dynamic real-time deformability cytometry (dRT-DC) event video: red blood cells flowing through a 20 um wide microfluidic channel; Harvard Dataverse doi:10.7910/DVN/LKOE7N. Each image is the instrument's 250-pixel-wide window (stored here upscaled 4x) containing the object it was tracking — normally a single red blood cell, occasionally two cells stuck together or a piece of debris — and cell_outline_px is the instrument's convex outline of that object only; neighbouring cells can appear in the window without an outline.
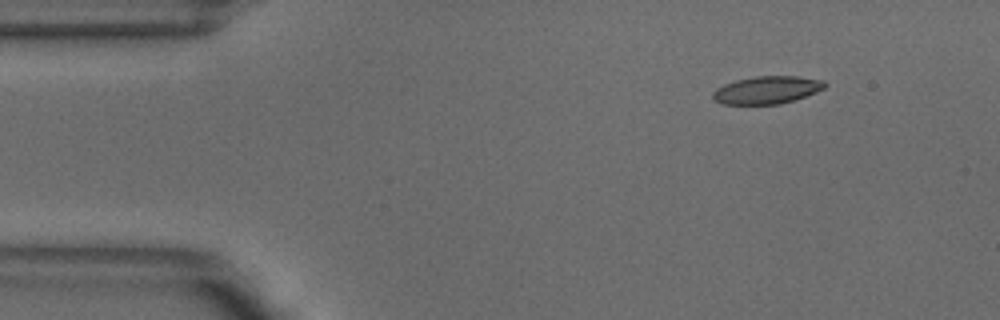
{"species": "common noctule bat (a hibernating species)", "species_latin": "Nyctalus noctula", "temperature_condition": "warm", "stored_images_in_passage": 46, "camera_frame_rate_fps": 3000, "um_per_image_px": 0.085, "animal": {"sex": "male", "body_mass_g": 18.8}, "frame": {"image": 1, "passage_image": 1, "time_ms": 0.0, "image_size_px": [1000, 320], "cell_outline_px": [[828, 84], [824, 88], [816, 92], [780, 104], [724, 104], [712, 100], [712, 92], [716, 88], [724, 84], [736, 80], [756, 76], [796, 76], [824, 80]], "centroid_in_image_um": [65.16, 7.64], "position_along_channel_um": 19.8, "area_um2": 18.03}}
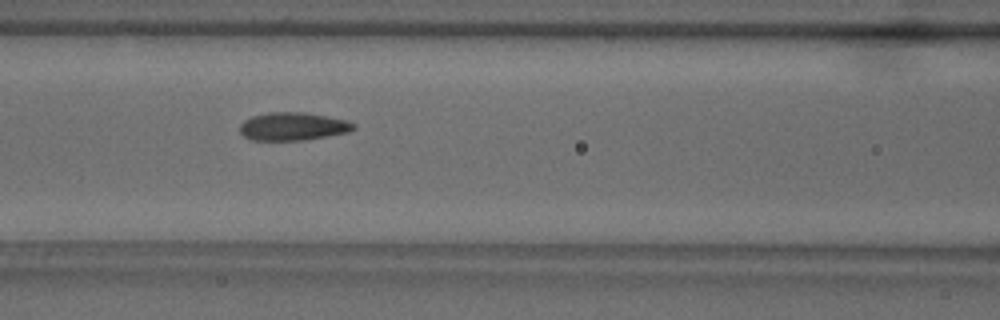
{"frame": {"image": 2, "passage_image": 16, "time_ms": 5.0, "image_size_px": [1000, 320], "cell_outline_px": [[356, 128], [348, 132], [328, 136], [304, 140], [252, 140], [244, 136], [240, 132], [240, 124], [244, 120], [252, 116], [268, 112], [304, 112], [344, 120], [356, 124]], "centroid_in_image_um": [24.87, 10.75], "position_along_channel_um": 141.7, "area_um2": 18.5}}
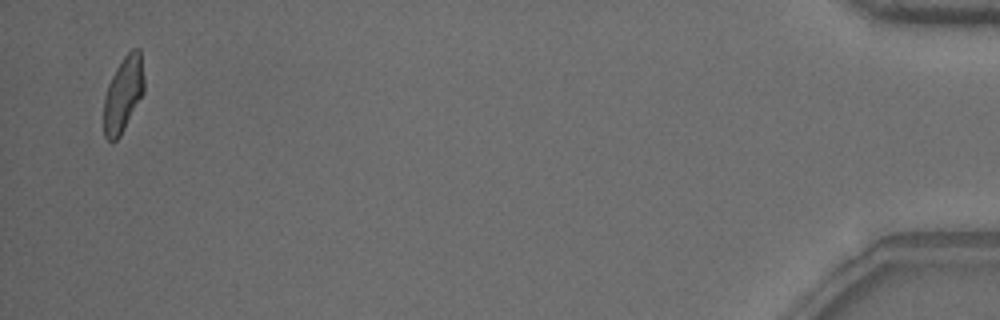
{"frame": {"image": 3, "passage_image": 45, "time_ms": 14.667, "image_size_px": [1000, 320], "cell_outline_px": [[144, 92], [120, 136], [112, 144], [104, 136], [104, 96], [108, 84], [116, 68], [124, 56], [132, 48], [140, 48], [144, 80]], "centroid_in_image_um": [10.47, 8.01], "position_along_channel_um": 424.7, "area_um2": 17.74}, "authors_computed_cell_mechanics": {"area_um2": 18.4093, "velocity_mm_per_s": 3.8746, "shape_relaxation_time_tau1_ms": 8.5153, "shape_relaxation_time_tau2_ms": 1.5853, "deformation_change_tau1": 0.2196, "deformation_change_tau2": 0.0742}}